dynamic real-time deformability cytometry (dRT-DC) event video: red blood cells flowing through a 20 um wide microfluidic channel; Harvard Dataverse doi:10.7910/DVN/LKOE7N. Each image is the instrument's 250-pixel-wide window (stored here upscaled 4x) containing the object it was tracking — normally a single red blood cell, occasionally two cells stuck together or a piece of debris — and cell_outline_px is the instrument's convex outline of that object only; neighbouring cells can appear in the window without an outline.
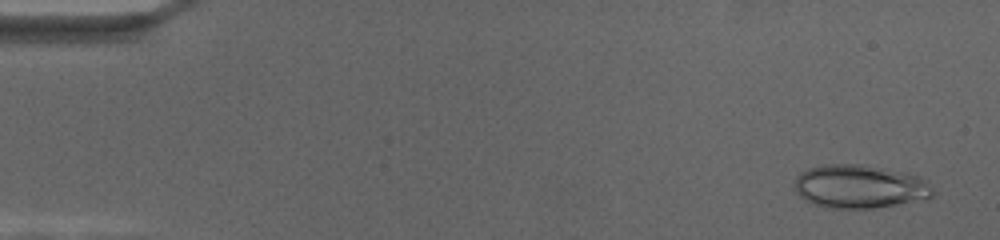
{"species": "human", "species_latin": "Homo sapiens", "temperature_condition": "cold", "stored_images_in_passage": 69, "camera_frame_rate_fps": 3000, "um_per_image_px": 0.085, "donor": {"sex": "female"}, "frame": {"image": 1, "passage_image": 3, "time_ms": 0.667, "image_size_px": [1000, 240], "cell_outline_px": [[936, 192], [928, 200], [872, 208], [828, 208], [812, 204], [800, 196], [796, 192], [796, 176], [800, 172], [808, 168], [824, 164], [860, 164], [884, 168], [920, 176], [928, 180], [932, 184]], "centroid_in_image_um": [73.15, 15.86], "position_along_channel_um": 11.9, "area_um2": 35.55}}
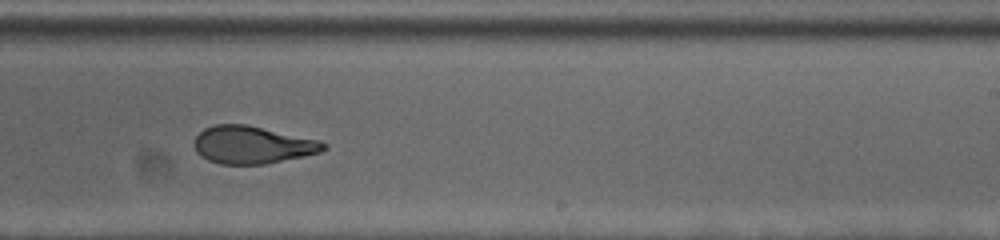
{"frame": {"image": 2, "passage_image": 43, "time_ms": 14.0, "image_size_px": [1000, 240], "cell_outline_px": [[328, 148], [320, 152], [304, 156], [264, 164], [220, 164], [208, 160], [200, 156], [196, 152], [196, 136], [204, 128], [216, 124], [248, 124], [320, 140], [328, 144]], "centroid_in_image_um": [21.48, 12.31], "position_along_channel_um": 267.5, "area_um2": 28.38}}
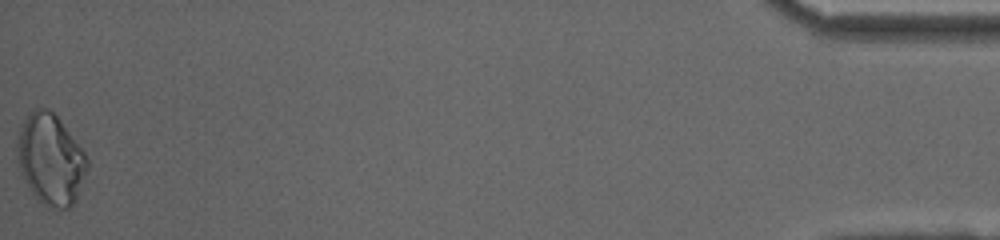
{"frame": {"image": 3, "passage_image": 69, "time_ms": 22.667, "image_size_px": [1000, 240], "cell_outline_px": [[88, 168], [76, 200], [68, 208], [48, 208], [32, 192], [20, 172], [20, 124], [28, 112], [36, 108], [48, 108], [60, 120], [88, 156]], "centroid_in_image_um": [4.35, 13.54], "position_along_channel_um": 430.9, "area_um2": 36.36}}